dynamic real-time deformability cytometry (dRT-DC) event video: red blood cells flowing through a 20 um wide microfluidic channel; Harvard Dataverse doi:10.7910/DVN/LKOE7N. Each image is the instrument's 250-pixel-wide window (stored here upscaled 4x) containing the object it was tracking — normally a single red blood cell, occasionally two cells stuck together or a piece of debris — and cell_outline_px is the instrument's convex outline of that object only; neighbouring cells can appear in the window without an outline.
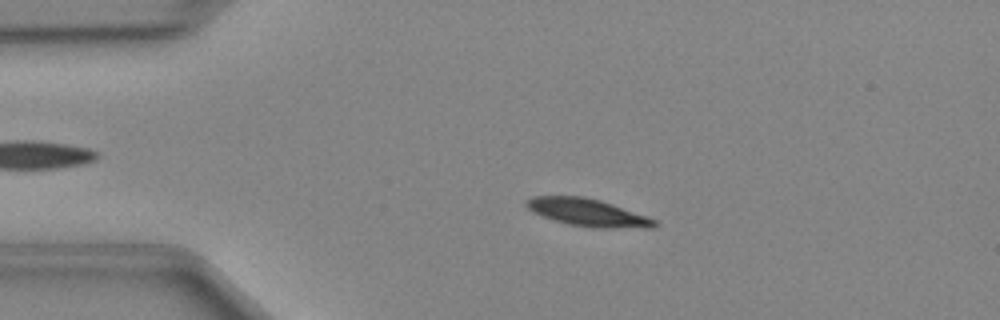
{"species": "Egyptian fruit bat (a non-hibernating species)", "species_latin": "Rousettus aegyptiacus", "temperature_condition": "cold", "stored_images_in_passage": 47, "camera_frame_rate_fps": 3000, "um_per_image_px": 0.085, "animal": {"sex": "female"}, "frame": {"image": 1, "passage_image": 9, "time_ms": 2.667, "image_size_px": [1000, 320], "cell_outline_px": [[660, 224], [656, 228], [592, 228], [568, 224], [532, 212], [524, 204], [524, 200], [532, 196], [584, 196], [600, 200], [648, 216], [656, 220]], "centroid_in_image_um": [49.99, 18.07], "position_along_channel_um": 35.0, "area_um2": 20.75}}
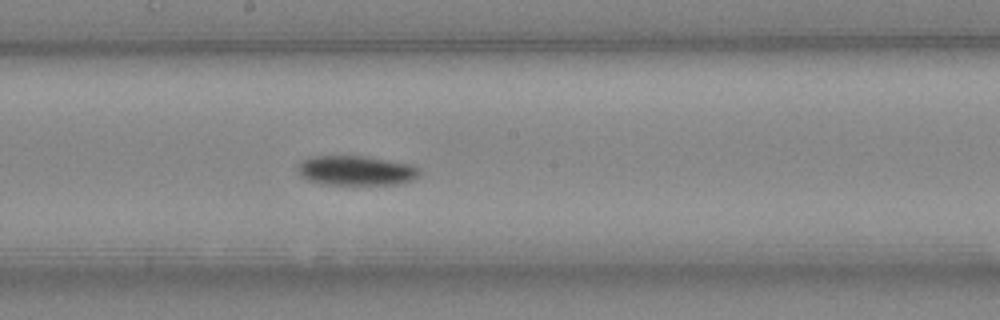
{"frame": {"image": 2, "passage_image": 25, "time_ms": 8.0, "image_size_px": [1000, 320], "cell_outline_px": [[420, 176], [412, 180], [396, 184], [320, 184], [308, 180], [300, 176], [296, 168], [296, 164], [300, 160], [308, 156], [368, 156], [412, 164], [420, 168]], "centroid_in_image_um": [30.23, 14.48], "position_along_channel_um": 218.0, "area_um2": 21.5}}
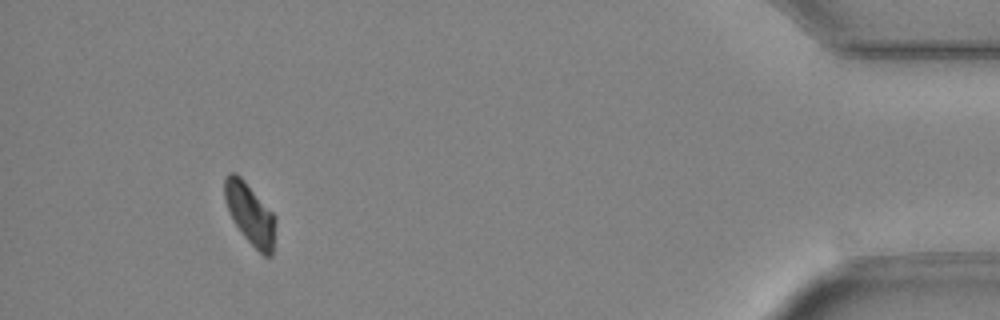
{"frame": {"image": 3, "passage_image": 44, "time_ms": 14.333, "image_size_px": [1000, 320], "cell_outline_px": [[276, 220], [272, 256], [264, 256], [244, 236], [236, 224], [224, 200], [224, 176], [228, 172], [236, 172], [244, 180], [276, 216]], "centroid_in_image_um": [21.26, 18.14], "position_along_channel_um": 413.9, "area_um2": 17.98}}